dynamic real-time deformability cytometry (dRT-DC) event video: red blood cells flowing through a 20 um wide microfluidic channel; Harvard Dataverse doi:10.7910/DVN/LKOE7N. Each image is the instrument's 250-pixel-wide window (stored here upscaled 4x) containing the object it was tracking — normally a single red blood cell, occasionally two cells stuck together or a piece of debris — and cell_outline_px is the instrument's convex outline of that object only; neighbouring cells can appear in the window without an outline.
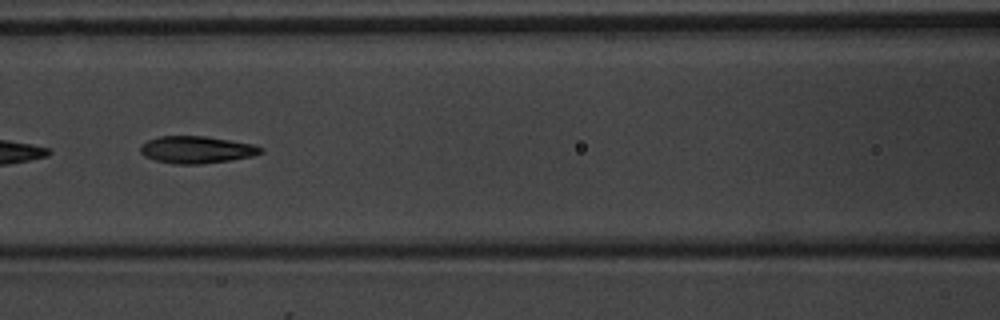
{"species": "common noctule bat (a hibernating species)", "species_latin": "Nyctalus noctula", "temperature_condition": "warm", "stored_images_in_passage": 7, "camera_frame_rate_fps": 3000, "um_per_image_px": 0.085, "animal": {"sex": "male", "body_mass_g": 20.1, "forearm_length_mm": 53.5}, "frame": {"image": 1, "passage_image": 5, "time_ms": 5.667, "image_size_px": [1000, 320], "cell_outline_px": [[264, 152], [252, 156], [232, 160], [200, 164], [172, 164], [156, 160], [144, 156], [140, 152], [140, 144], [148, 140], [160, 136], [204, 136], [252, 144], [264, 148]], "centroid_in_image_um": [16.7, 12.73], "position_along_channel_um": 149.9, "area_um2": 19.07}}
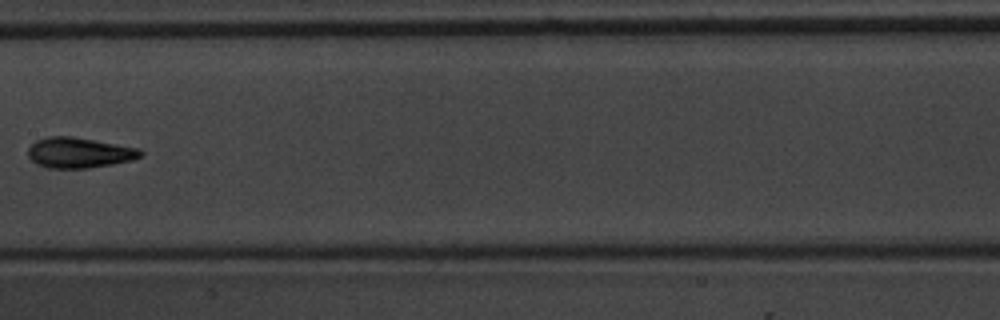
{"frame": {"image": 2, "passage_image": 6, "time_ms": 7.0, "image_size_px": [1000, 320], "cell_outline_px": [[144, 152], [140, 156], [132, 160], [112, 164], [88, 168], [48, 168], [36, 164], [28, 156], [28, 148], [36, 140], [48, 136], [72, 136], [116, 144], [136, 148]], "centroid_in_image_um": [6.69, 12.98], "position_along_channel_um": 200.7, "area_um2": 19.83}}
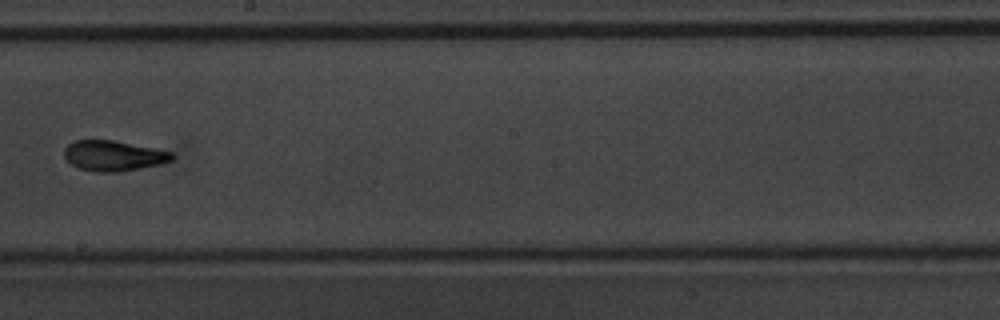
{"frame": {"image": 3, "passage_image": 7, "time_ms": 8.0, "image_size_px": [1000, 320], "cell_outline_px": [[176, 156], [172, 160], [160, 164], [120, 172], [92, 172], [80, 168], [72, 164], [64, 156], [64, 148], [68, 144], [76, 140], [112, 140], [156, 148], [172, 152]], "centroid_in_image_um": [9.67, 13.24], "position_along_channel_um": 238.5, "area_um2": 19.13}}